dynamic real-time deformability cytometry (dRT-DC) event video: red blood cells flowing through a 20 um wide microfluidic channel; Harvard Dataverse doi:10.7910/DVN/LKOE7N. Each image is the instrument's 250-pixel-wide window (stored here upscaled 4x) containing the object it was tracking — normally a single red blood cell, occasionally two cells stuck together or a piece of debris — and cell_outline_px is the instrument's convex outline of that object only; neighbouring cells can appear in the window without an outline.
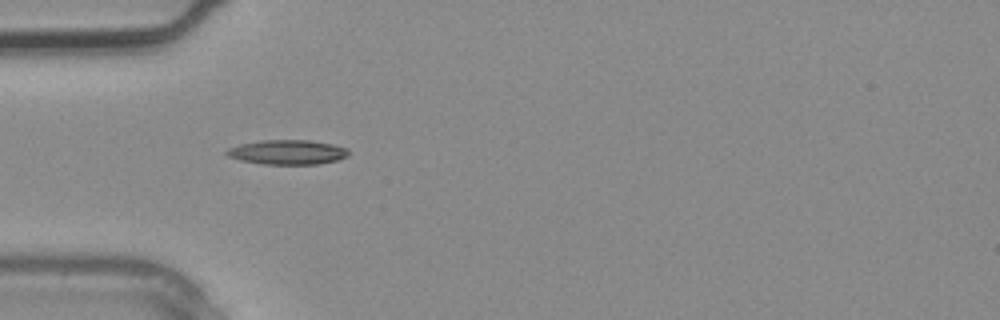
{"species": "common noctule bat (a hibernating species)", "species_latin": "Nyctalus noctula", "temperature_condition": "warm", "stored_images_in_passage": 1, "camera_frame_rate_fps": 3000, "um_per_image_px": 0.085, "animal": {"sex": "male", "body_mass_g": 20.4}, "frame": {"image": 1, "passage_image": 1, "time_ms": 0.0, "image_size_px": [1000, 320], "cell_outline_px": [[352, 152], [348, 156], [336, 160], [320, 164], [264, 164], [240, 160], [228, 156], [224, 152], [228, 148], [240, 144], [260, 140], [308, 140], [332, 144], [348, 148]], "centroid_in_image_um": [24.46, 12.93], "position_along_channel_um": 60.5, "area_um2": 17.57}}